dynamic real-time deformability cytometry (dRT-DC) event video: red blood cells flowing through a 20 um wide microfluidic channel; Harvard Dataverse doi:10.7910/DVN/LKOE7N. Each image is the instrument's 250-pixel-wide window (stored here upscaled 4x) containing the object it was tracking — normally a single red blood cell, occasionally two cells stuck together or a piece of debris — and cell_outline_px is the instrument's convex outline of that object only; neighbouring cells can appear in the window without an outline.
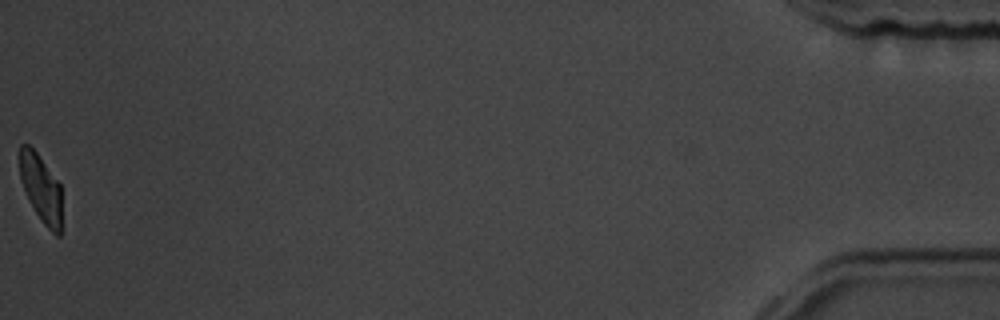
{"species": "common noctule bat (a hibernating species)", "species_latin": "Nyctalus noctula", "temperature_condition": "room temperature", "stored_images_in_passage": 58, "segment_of_instrument_passage": [2, 2], "camera_frame_rate_fps": 3000, "um_per_image_px": 0.085, "animal": {"sex": "male", "body_mass_g": 19.5, "forearm_length_mm": 54.6}, "frame": {"image": 1, "passage_image": 58, "time_ms": 19.0, "image_size_px": [1000, 320], "cell_outline_px": [[60, 236], [56, 236], [44, 224], [36, 212], [20, 180], [20, 144], [28, 144], [36, 152], [60, 184]], "centroid_in_image_um": [3.47, 15.98], "position_along_channel_um": 431.7, "area_um2": 16.01}}